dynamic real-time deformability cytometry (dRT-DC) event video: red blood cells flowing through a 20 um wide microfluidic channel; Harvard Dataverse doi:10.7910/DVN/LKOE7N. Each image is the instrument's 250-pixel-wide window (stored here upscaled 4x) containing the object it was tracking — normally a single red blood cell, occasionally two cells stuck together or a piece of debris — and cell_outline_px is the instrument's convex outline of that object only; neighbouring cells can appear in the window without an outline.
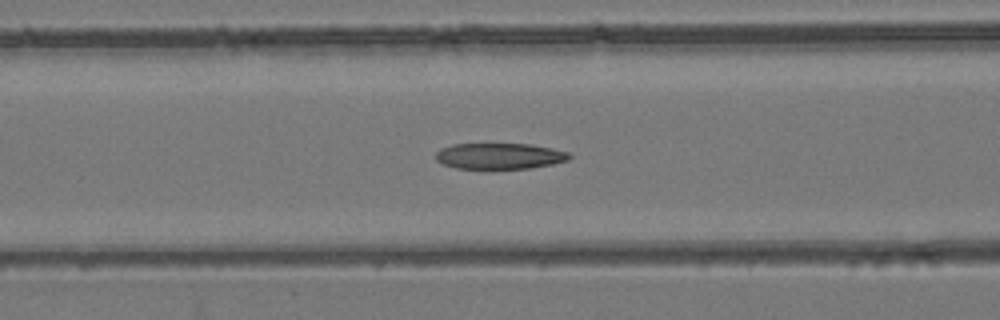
{"species": "common noctule bat (a hibernating species)", "species_latin": "Nyctalus noctula", "temperature_condition": "room temperature", "stored_images_in_passage": 55, "camera_frame_rate_fps": 3000, "um_per_image_px": 0.085, "animal": {"sex": "female", "body_mass_g": 24.6, "forearm_length_mm": 56.2}, "frame": {"image": 1, "passage_image": 23, "time_ms": 7.333, "image_size_px": [1000, 320], "cell_outline_px": [[572, 156], [568, 160], [552, 164], [528, 168], [456, 168], [444, 164], [436, 160], [436, 152], [440, 148], [452, 144], [532, 144], [552, 148], [568, 152]], "centroid_in_image_um": [42.46, 13.25], "position_along_channel_um": 124.1, "area_um2": 20.11}}
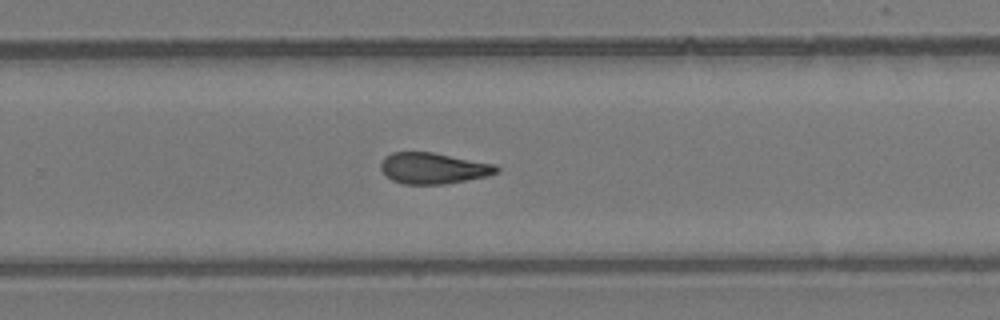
{"frame": {"image": 2, "passage_image": 36, "time_ms": 11.667, "image_size_px": [1000, 320], "cell_outline_px": [[500, 172], [488, 176], [444, 184], [404, 184], [392, 180], [380, 168], [380, 164], [384, 156], [392, 152], [432, 152], [496, 164], [500, 168]], "centroid_in_image_um": [36.86, 14.29], "position_along_channel_um": 292.9, "area_um2": 21.04}}
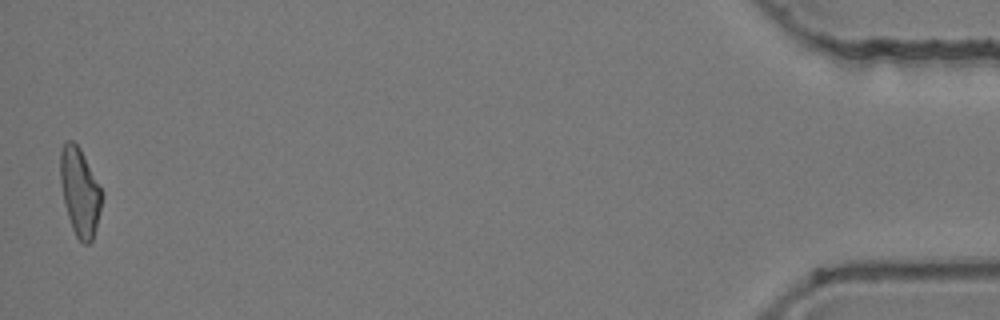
{"frame": {"image": 3, "passage_image": 54, "time_ms": 17.667, "image_size_px": [1000, 320], "cell_outline_px": [[104, 192], [100, 212], [92, 240], [88, 244], [84, 244], [76, 236], [72, 228], [64, 204], [60, 180], [60, 152], [64, 140], [72, 140], [80, 148]], "centroid_in_image_um": [6.79, 16.28], "position_along_channel_um": 428.4, "area_um2": 21.44}}